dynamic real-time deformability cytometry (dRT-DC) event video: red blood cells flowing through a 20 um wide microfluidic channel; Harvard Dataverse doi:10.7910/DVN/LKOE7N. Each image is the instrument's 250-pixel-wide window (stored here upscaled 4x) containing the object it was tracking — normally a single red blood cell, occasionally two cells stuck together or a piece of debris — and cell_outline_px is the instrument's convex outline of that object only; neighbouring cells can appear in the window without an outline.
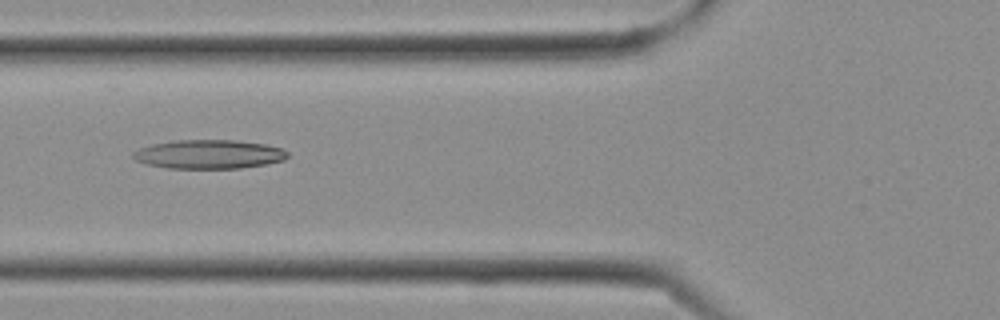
{"species": "Egyptian fruit bat (a non-hibernating species)", "species_latin": "Rousettus aegyptiacus", "temperature_condition": "cold", "stored_images_in_passage": 13, "camera_frame_rate_fps": 3000, "um_per_image_px": 0.085, "frame": {"image": 1, "passage_image": 10, "time_ms": 3.0, "image_size_px": [1000, 320], "cell_outline_px": [[288, 156], [284, 160], [268, 164], [240, 168], [168, 168], [148, 164], [136, 160], [132, 156], [132, 152], [140, 148], [152, 144], [172, 140], [236, 140], [264, 144], [280, 148], [288, 152]], "centroid_in_image_um": [17.76, 13.11], "position_along_channel_um": 108.0, "area_um2": 26.01}}
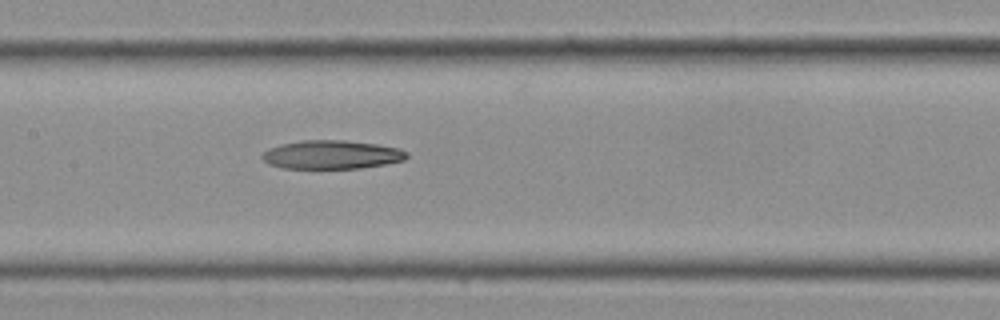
{"frame": {"image": 2, "passage_image": 13, "time_ms": 4.0, "image_size_px": [1000, 320], "cell_outline_px": [[408, 156], [404, 160], [384, 164], [360, 168], [280, 168], [268, 164], [260, 156], [268, 148], [280, 144], [300, 140], [344, 140], [376, 144], [400, 148], [408, 152]], "centroid_in_image_um": [28.17, 13.14], "position_along_channel_um": 179.2, "area_um2": 24.22}}